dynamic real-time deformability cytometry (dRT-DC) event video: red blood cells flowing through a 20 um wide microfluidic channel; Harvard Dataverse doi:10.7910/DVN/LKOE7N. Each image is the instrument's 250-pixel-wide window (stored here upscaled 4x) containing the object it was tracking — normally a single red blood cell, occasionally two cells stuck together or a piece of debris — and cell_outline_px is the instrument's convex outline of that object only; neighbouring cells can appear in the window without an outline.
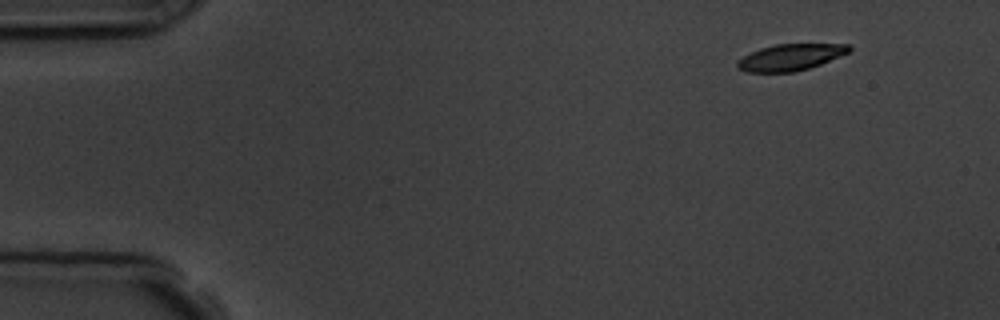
{"species": "common noctule bat (a hibernating species)", "species_latin": "Nyctalus noctula", "temperature_condition": "room temperature", "stored_images_in_passage": 4, "camera_frame_rate_fps": 3000, "um_per_image_px": 0.085, "animal": {"sex": "male", "body_mass_g": 19.5, "forearm_length_mm": 54.6}, "frame": {"image": 1, "passage_image": 1, "time_ms": 0.0, "image_size_px": [1000, 320], "cell_outline_px": [[852, 48], [848, 52], [820, 64], [796, 72], [748, 72], [736, 68], [736, 64], [744, 56], [760, 48], [776, 44], [848, 44]], "centroid_in_image_um": [67.17, 4.87], "position_along_channel_um": 17.8, "area_um2": 16.99}}
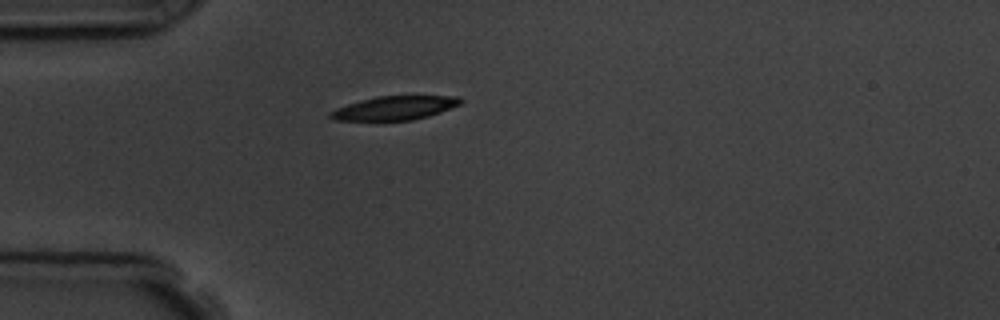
{"frame": {"image": 2, "passage_image": 4, "time_ms": 3.333, "image_size_px": [1000, 320], "cell_outline_px": [[464, 100], [460, 104], [440, 112], [428, 116], [412, 120], [332, 120], [328, 116], [328, 112], [336, 108], [360, 100], [376, 96], [460, 96]], "centroid_in_image_um": [33.53, 9.17], "position_along_channel_um": 51.5, "area_um2": 18.03}}